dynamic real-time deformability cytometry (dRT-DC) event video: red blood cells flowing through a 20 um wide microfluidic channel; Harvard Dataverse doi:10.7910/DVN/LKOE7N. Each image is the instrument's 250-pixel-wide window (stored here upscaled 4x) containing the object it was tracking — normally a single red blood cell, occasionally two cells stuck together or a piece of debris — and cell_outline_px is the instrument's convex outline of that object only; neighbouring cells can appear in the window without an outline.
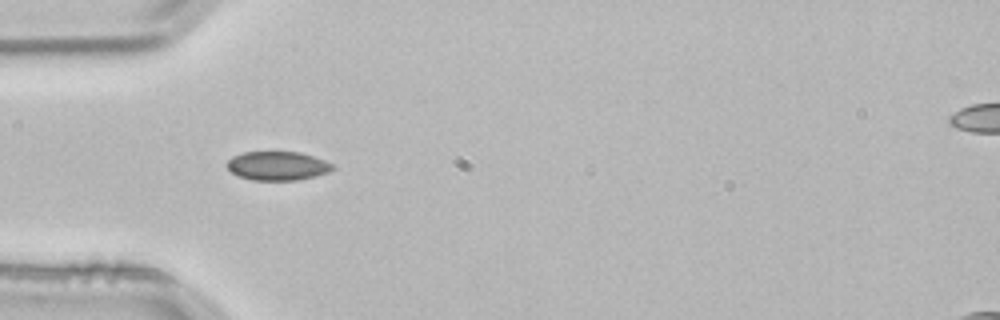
{"species": "common noctule bat (a hibernating species)", "species_latin": "Nyctalus noctula", "temperature_condition": "room temperature", "stored_images_in_passage": 4, "camera_frame_rate_fps": 3000, "um_per_image_px": 0.085, "animal": {"sex": "male", "body_mass_g": 21.5, "forearm_length_mm": 52.0}, "frame": {"image": 1, "passage_image": 4, "time_ms": 1.0, "image_size_px": [1000, 320], "cell_outline_px": [[336, 168], [328, 172], [316, 176], [296, 180], [252, 180], [236, 176], [228, 168], [228, 160], [232, 156], [244, 152], [300, 152], [324, 160], [332, 164]], "centroid_in_image_um": [23.59, 14.1], "position_along_channel_um": 61.4, "area_um2": 17.74}}